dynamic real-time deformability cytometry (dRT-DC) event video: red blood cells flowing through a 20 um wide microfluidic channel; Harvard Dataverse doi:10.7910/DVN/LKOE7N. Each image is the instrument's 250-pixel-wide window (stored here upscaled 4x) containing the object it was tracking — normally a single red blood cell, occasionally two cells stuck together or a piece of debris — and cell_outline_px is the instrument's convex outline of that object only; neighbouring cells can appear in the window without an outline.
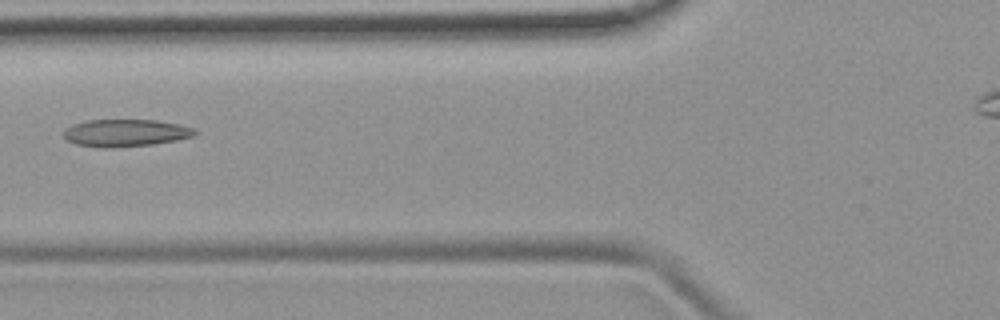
{"species": "common noctule bat (a hibernating species)", "species_latin": "Nyctalus noctula", "temperature_condition": "room temperature", "stored_images_in_passage": 6, "camera_frame_rate_fps": 3000, "um_per_image_px": 0.085, "animal": {"sex": "female", "body_mass_g": 19.9}, "frame": {"image": 1, "passage_image": 6, "time_ms": 5.667, "image_size_px": [1000, 320], "cell_outline_px": [[200, 132], [192, 136], [176, 140], [152, 144], [112, 148], [104, 148], [76, 144], [68, 140], [64, 136], [64, 128], [72, 124], [88, 120], [156, 120], [180, 124], [196, 128]], "centroid_in_image_um": [10.69, 11.29], "position_along_channel_um": 115.1, "area_um2": 20.98}}